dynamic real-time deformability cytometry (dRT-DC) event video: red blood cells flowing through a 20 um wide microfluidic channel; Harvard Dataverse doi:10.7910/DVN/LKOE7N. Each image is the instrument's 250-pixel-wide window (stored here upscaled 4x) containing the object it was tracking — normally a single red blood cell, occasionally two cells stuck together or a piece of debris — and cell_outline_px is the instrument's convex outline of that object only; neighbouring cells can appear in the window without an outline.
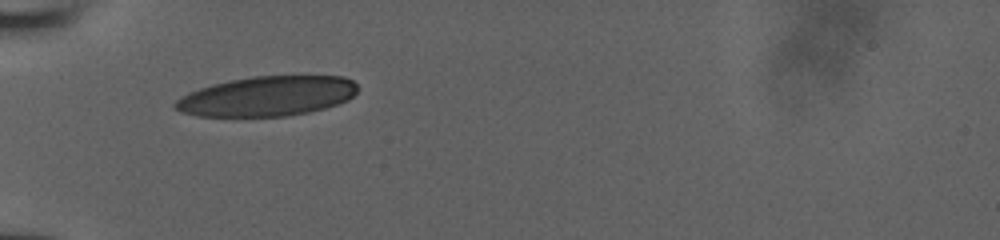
{"species": "human", "species_latin": "Homo sapiens", "temperature_condition": "room temperature", "stored_images_in_passage": 4, "camera_frame_rate_fps": 3000, "um_per_image_px": 0.085, "donor": {"sex": "male"}, "frame": {"image": 1, "passage_image": 1, "time_ms": 0.0, "image_size_px": [1000, 240], "cell_outline_px": [[356, 92], [348, 100], [324, 108], [308, 112], [284, 116], [196, 116], [180, 112], [172, 104], [180, 96], [188, 92], [212, 84], [252, 76], [344, 76], [352, 80], [356, 84]], "centroid_in_image_um": [22.67, 8.17], "position_along_channel_um": 62.3, "area_um2": 42.25}}
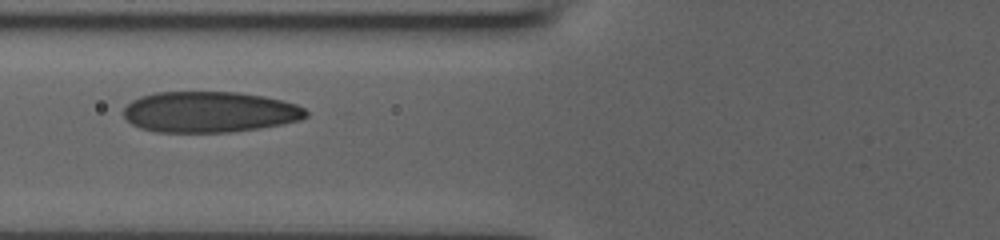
{"frame": {"image": 2, "passage_image": 3, "time_ms": 0.667, "image_size_px": [1000, 240], "cell_outline_px": [[308, 116], [300, 120], [280, 124], [256, 128], [228, 132], [156, 132], [140, 128], [132, 124], [124, 116], [124, 108], [132, 100], [140, 96], [156, 92], [240, 92], [264, 96], [296, 104], [304, 108], [308, 112]], "centroid_in_image_um": [17.8, 9.51], "position_along_channel_um": 108.0, "area_um2": 43.41}}